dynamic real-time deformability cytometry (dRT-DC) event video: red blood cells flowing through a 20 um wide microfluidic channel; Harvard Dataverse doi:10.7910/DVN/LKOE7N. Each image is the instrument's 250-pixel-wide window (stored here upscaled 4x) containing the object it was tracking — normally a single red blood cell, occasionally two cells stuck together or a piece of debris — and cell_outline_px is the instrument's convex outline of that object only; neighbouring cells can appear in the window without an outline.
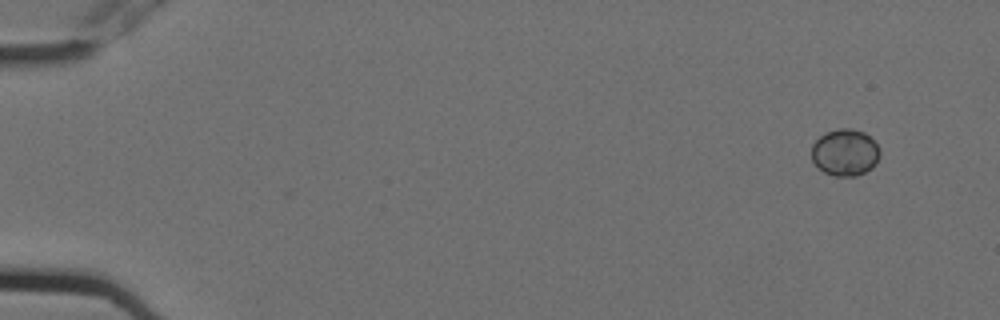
{"species": "Egyptian fruit bat (a non-hibernating species)", "species_latin": "Rousettus aegyptiacus", "temperature_condition": "cold", "stored_images_in_passage": 5, "camera_frame_rate_fps": 3000, "um_per_image_px": 0.085, "animal": {"sex": "female"}, "frame": {"image": 1, "passage_image": 1, "time_ms": 0.0, "image_size_px": [1000, 320], "cell_outline_px": [[880, 156], [876, 164], [872, 168], [856, 176], [832, 176], [824, 172], [812, 160], [812, 144], [820, 136], [828, 132], [840, 128], [852, 128], [864, 132], [880, 148]], "centroid_in_image_um": [71.84, 12.97], "position_along_channel_um": 13.2, "area_um2": 18.61}}
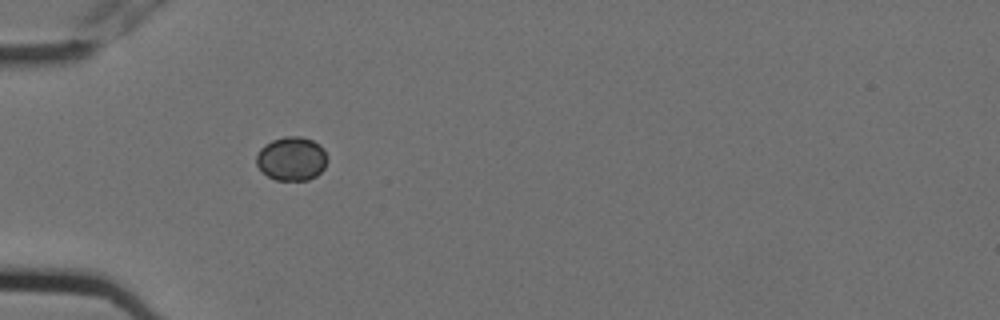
{"frame": {"image": 2, "passage_image": 4, "time_ms": 1.0, "image_size_px": [1000, 320], "cell_outline_px": [[328, 160], [324, 168], [316, 176], [308, 180], [276, 180], [268, 176], [256, 164], [256, 156], [260, 148], [264, 144], [272, 140], [284, 136], [300, 136], [312, 140], [320, 144]], "centroid_in_image_um": [24.78, 13.48], "position_along_channel_um": 60.2, "area_um2": 18.15}}